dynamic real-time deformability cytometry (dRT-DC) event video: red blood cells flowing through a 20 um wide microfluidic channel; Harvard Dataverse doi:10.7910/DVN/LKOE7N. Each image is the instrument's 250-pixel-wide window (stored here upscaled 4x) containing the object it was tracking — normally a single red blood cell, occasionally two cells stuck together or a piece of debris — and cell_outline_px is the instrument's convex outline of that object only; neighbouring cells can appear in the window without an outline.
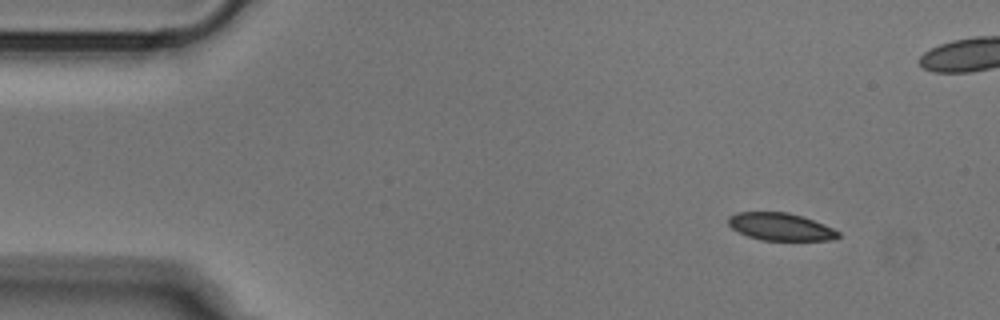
{"species": "Egyptian fruit bat (a non-hibernating species)", "species_latin": "Rousettus aegyptiacus", "temperature_condition": "cold", "stored_images_in_passage": 48, "camera_frame_rate_fps": 3000, "um_per_image_px": 0.085, "animal": {"sex": "male"}, "frame": {"image": 1, "passage_image": 1, "time_ms": 0.0, "image_size_px": [1000, 320], "cell_outline_px": [[840, 236], [832, 240], [764, 240], [748, 236], [732, 228], [728, 224], [728, 216], [736, 212], [788, 212], [824, 224], [840, 232]], "centroid_in_image_um": [66.33, 19.27], "position_along_channel_um": 18.7, "area_um2": 17.46}}
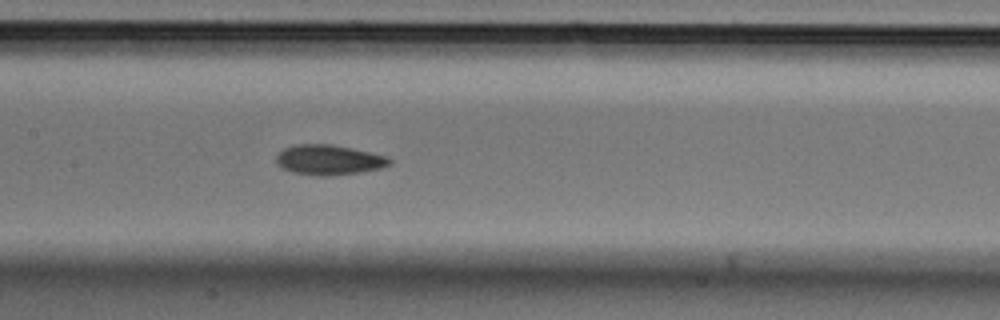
{"frame": {"image": 2, "passage_image": 20, "time_ms": 6.333, "image_size_px": [1000, 320], "cell_outline_px": [[392, 164], [380, 168], [360, 172], [328, 176], [316, 176], [292, 172], [280, 168], [276, 164], [276, 156], [284, 148], [296, 144], [332, 144], [352, 148], [388, 156], [392, 160]], "centroid_in_image_um": [27.94, 13.59], "position_along_channel_um": 179.5, "area_um2": 20.06}}
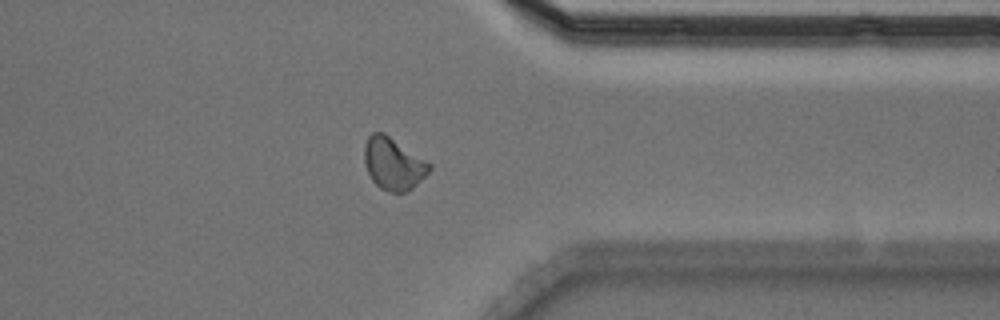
{"frame": {"image": 3, "passage_image": 36, "time_ms": 11.667, "image_size_px": [1000, 320], "cell_outline_px": [[432, 168], [408, 192], [388, 192], [380, 188], [372, 180], [368, 172], [364, 160], [364, 144], [368, 136], [372, 132], [384, 132], [432, 164]], "centroid_in_image_um": [33.42, 13.9], "position_along_channel_um": 378.0, "area_um2": 19.77}}